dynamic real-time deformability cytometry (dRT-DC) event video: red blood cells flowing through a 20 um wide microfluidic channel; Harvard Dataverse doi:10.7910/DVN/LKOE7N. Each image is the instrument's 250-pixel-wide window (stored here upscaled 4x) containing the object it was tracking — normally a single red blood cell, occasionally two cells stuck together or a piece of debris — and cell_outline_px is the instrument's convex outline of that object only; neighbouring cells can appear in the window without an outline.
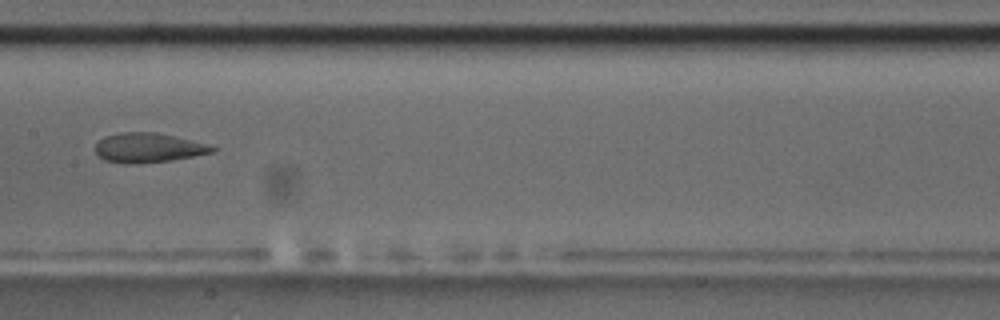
{"species": "common noctule bat (a hibernating species)", "species_latin": "Nyctalus noctula", "temperature_condition": "room temperature", "stored_images_in_passage": 8, "camera_frame_rate_fps": 3000, "um_per_image_px": 0.085, "animal": {"sex": "male", "body_mass_g": 17.5, "forearm_length_mm": 52.3}, "frame": {"image": 1, "passage_image": 8, "time_ms": 8.0, "image_size_px": [1000, 320], "cell_outline_px": [[216, 152], [172, 160], [132, 164], [104, 160], [96, 152], [96, 144], [104, 136], [120, 132], [156, 132], [204, 144], [216, 148]], "centroid_in_image_um": [12.57, 12.56], "position_along_channel_um": 194.8, "area_um2": 19.77}}